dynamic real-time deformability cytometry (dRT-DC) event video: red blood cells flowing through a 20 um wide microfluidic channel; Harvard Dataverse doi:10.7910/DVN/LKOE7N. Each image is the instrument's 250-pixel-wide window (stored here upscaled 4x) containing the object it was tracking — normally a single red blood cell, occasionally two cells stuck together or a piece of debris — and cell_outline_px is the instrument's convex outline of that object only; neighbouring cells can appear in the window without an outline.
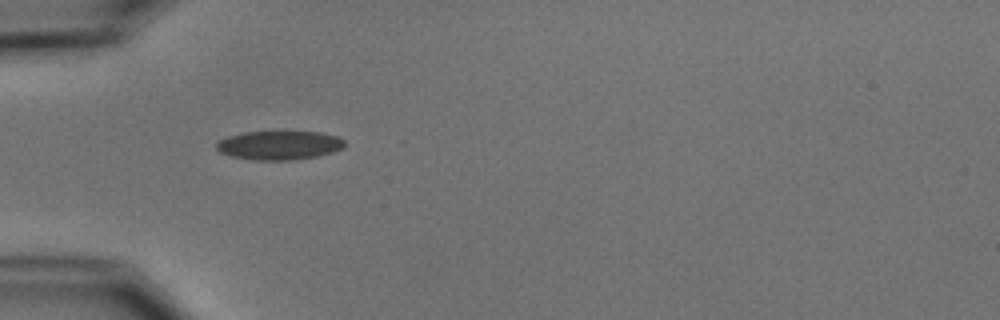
{"species": "common noctule bat (a hibernating species)", "species_latin": "Nyctalus noctula", "temperature_condition": "cold", "stored_images_in_passage": 8, "camera_frame_rate_fps": 3000, "um_per_image_px": 0.085, "animal": {"sex": "male", "body_mass_g": 15.6}, "frame": {"image": 1, "passage_image": 1, "time_ms": 0.0, "image_size_px": [1000, 320], "cell_outline_px": [[344, 148], [332, 152], [316, 156], [292, 160], [256, 160], [232, 156], [220, 152], [216, 148], [216, 144], [220, 140], [228, 136], [244, 132], [320, 132], [336, 136], [344, 140]], "centroid_in_image_um": [23.74, 12.35], "position_along_channel_um": 61.3, "area_um2": 21.39}}